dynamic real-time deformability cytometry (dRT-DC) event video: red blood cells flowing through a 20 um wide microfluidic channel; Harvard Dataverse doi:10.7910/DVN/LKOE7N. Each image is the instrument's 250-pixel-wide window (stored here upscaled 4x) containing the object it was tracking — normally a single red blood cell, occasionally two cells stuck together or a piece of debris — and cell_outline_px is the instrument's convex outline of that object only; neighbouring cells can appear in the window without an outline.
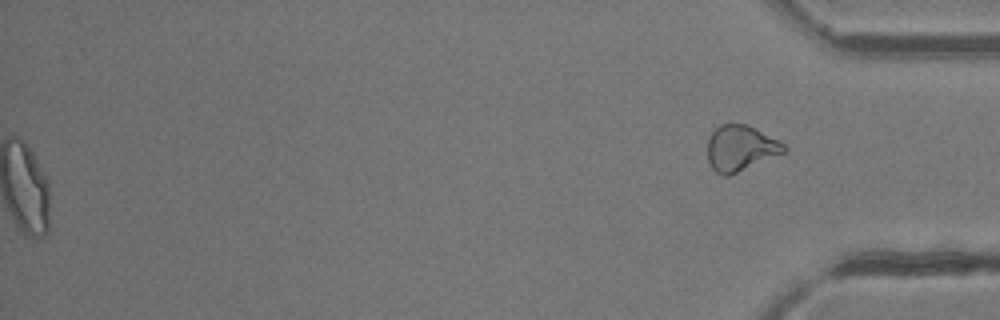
{"species": "common noctule bat (a hibernating species)", "species_latin": "Nyctalus noctula", "temperature_condition": "room temperature", "stored_images_in_passage": 46, "segment_of_instrument_passage": [2, 2], "camera_frame_rate_fps": 3000, "um_per_image_px": 0.085, "animal": {"sex": "female"}, "frame": {"image": 1, "passage_image": 46, "time_ms": 15.0, "image_size_px": [1000, 320], "cell_outline_px": [[788, 148], [784, 152], [728, 176], [720, 176], [712, 168], [708, 160], [708, 140], [712, 132], [720, 124], [744, 124], [756, 128], [780, 140]], "centroid_in_image_um": [62.94, 12.59], "position_along_channel_um": 372.3, "area_um2": 20.23}}